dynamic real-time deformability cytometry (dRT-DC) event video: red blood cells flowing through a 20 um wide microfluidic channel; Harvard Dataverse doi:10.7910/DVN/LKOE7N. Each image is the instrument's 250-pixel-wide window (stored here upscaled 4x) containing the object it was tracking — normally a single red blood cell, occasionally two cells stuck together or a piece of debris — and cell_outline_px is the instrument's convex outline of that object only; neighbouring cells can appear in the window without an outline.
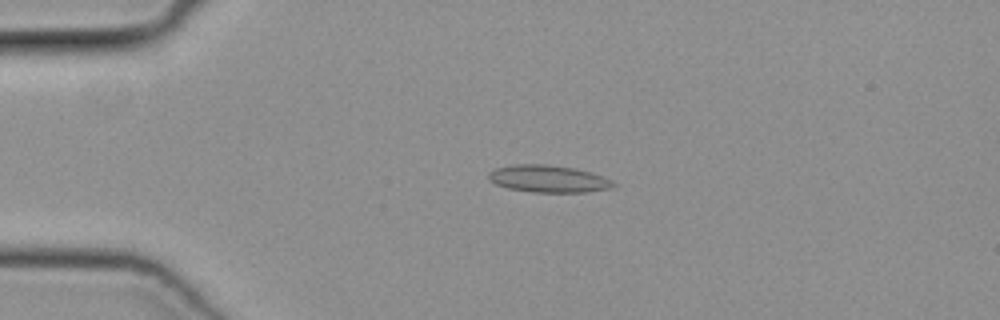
{"species": "common noctule bat (a hibernating species)", "species_latin": "Nyctalus noctula", "temperature_condition": "cold", "stored_images_in_passage": 42, "camera_frame_rate_fps": 3000, "um_per_image_px": 0.085, "animal": {"sex": "female", "body_mass_g": 19.3, "forearm_length_mm": 54.1}, "frame": {"image": 1, "passage_image": 4, "time_ms": 1.0, "image_size_px": [1000, 320], "cell_outline_px": [[616, 184], [612, 188], [588, 192], [532, 192], [508, 188], [496, 184], [488, 180], [488, 172], [492, 168], [512, 164], [548, 164], [576, 168], [612, 180]], "centroid_in_image_um": [46.55, 15.19], "position_along_channel_um": 38.4, "area_um2": 19.94}}
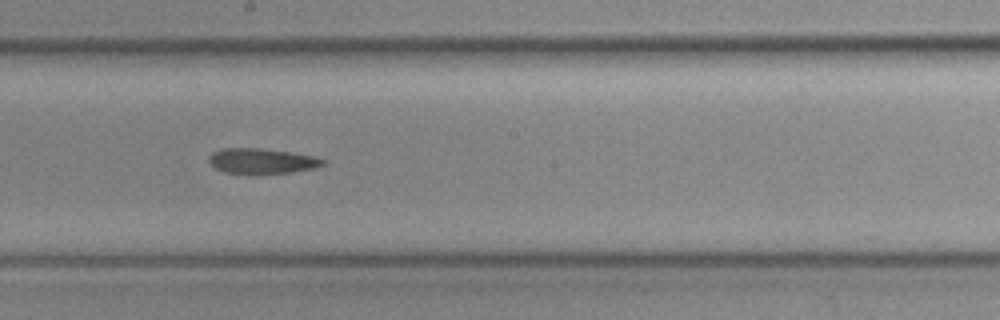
{"frame": {"image": 2, "passage_image": 20, "time_ms": 6.333, "image_size_px": [1000, 320], "cell_outline_px": [[328, 160], [324, 164], [316, 168], [292, 172], [260, 176], [248, 176], [224, 172], [216, 168], [208, 160], [208, 156], [212, 152], [224, 148], [260, 148], [288, 152], [312, 156]], "centroid_in_image_um": [22.24, 13.73], "position_along_channel_um": 226.0, "area_um2": 17.46}}
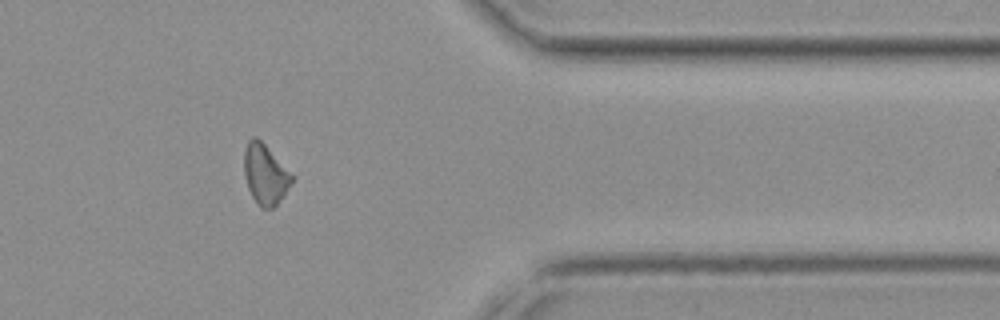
{"frame": {"image": 3, "passage_image": 33, "time_ms": 10.667, "image_size_px": [1000, 320], "cell_outline_px": [[296, 176], [292, 184], [284, 196], [272, 208], [260, 208], [256, 204], [248, 188], [244, 176], [244, 148], [248, 140], [252, 136], [256, 136]], "centroid_in_image_um": [22.56, 14.81], "position_along_channel_um": 388.8, "area_um2": 17.11}}